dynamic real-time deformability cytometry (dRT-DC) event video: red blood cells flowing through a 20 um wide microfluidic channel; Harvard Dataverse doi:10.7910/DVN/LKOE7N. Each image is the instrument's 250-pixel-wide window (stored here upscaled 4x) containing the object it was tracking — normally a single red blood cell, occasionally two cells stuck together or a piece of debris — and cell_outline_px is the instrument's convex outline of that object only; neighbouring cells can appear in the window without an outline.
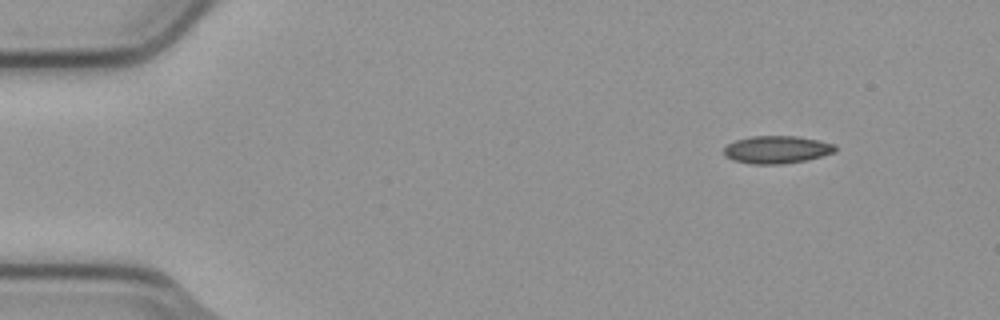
{"species": "common noctule bat (a hibernating species)", "species_latin": "Nyctalus noctula", "temperature_condition": "cold", "stored_images_in_passage": 5, "camera_frame_rate_fps": 3000, "um_per_image_px": 0.085, "animal": {"sex": "male", "body_mass_g": 23.1, "forearm_length_mm": 52.7}, "frame": {"image": 1, "passage_image": 1, "time_ms": 0.0, "image_size_px": [1000, 320], "cell_outline_px": [[836, 152], [808, 160], [784, 164], [752, 164], [732, 160], [724, 156], [724, 148], [728, 144], [736, 140], [752, 136], [796, 136], [836, 144]], "centroid_in_image_um": [66.03, 12.73], "position_along_channel_um": 19.0, "area_um2": 18.03}}
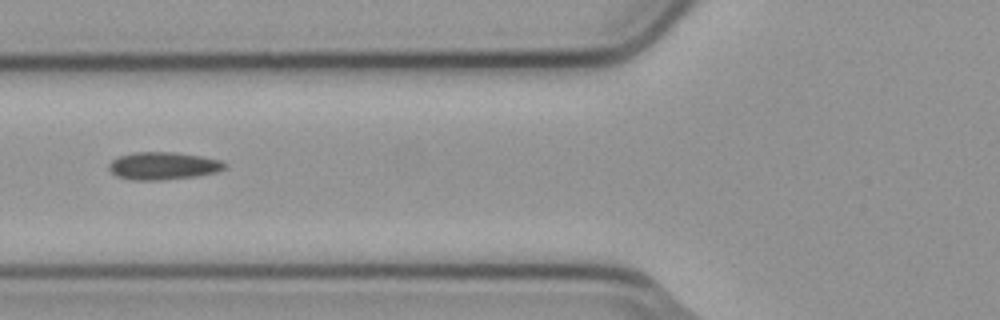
{"frame": {"image": 2, "passage_image": 5, "time_ms": 1.333, "image_size_px": [1000, 320], "cell_outline_px": [[228, 168], [216, 172], [196, 176], [164, 180], [128, 180], [116, 176], [108, 168], [108, 164], [112, 160], [120, 156], [136, 152], [176, 152], [200, 156], [220, 160], [228, 164]], "centroid_in_image_um": [13.88, 14.1], "position_along_channel_um": 111.9, "area_um2": 18.79}}